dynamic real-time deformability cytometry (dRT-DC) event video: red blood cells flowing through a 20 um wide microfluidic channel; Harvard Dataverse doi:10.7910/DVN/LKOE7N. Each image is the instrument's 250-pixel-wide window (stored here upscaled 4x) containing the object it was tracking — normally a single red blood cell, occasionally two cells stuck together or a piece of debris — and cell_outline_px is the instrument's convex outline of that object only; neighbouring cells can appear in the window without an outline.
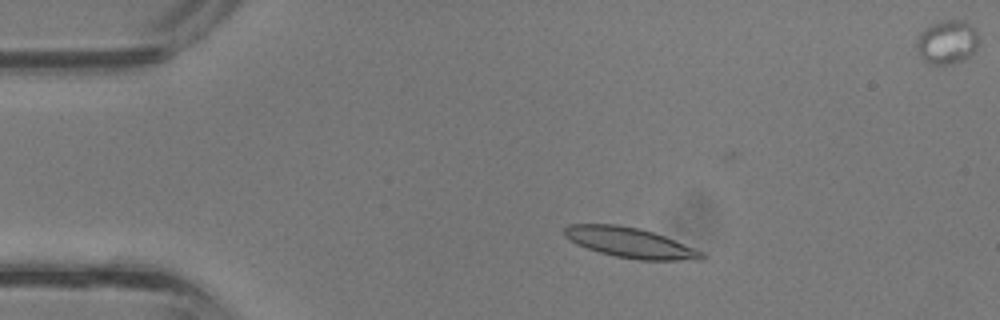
{"species": "common noctule bat (a hibernating species)", "species_latin": "Nyctalus noctula", "temperature_condition": "room temperature", "stored_images_in_passage": 38, "camera_frame_rate_fps": 3000, "um_per_image_px": 0.085, "animal": {"sex": "male", "body_mass_g": 13.3}, "frame": {"image": 1, "passage_image": 7, "time_ms": 2.0, "image_size_px": [1000, 320], "cell_outline_px": [[708, 256], [704, 260], [640, 260], [616, 256], [600, 252], [576, 244], [564, 236], [564, 228], [568, 224], [616, 224], [640, 228], [664, 236], [704, 252]], "centroid_in_image_um": [53.58, 20.63], "position_along_channel_um": 31.4, "area_um2": 24.1}}
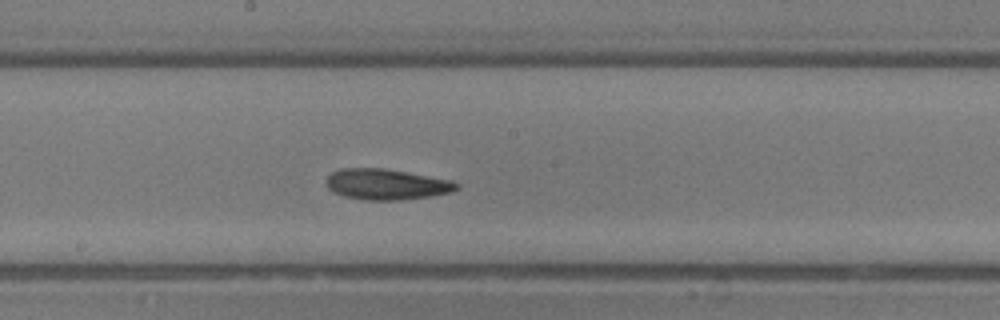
{"frame": {"image": 2, "passage_image": 20, "time_ms": 6.333, "image_size_px": [1000, 320], "cell_outline_px": [[460, 188], [452, 192], [432, 196], [400, 200], [364, 200], [344, 196], [332, 192], [328, 188], [328, 176], [332, 172], [340, 168], [384, 168], [452, 180], [460, 184]], "centroid_in_image_um": [32.88, 15.67], "position_along_channel_um": 215.3, "area_um2": 23.47}}
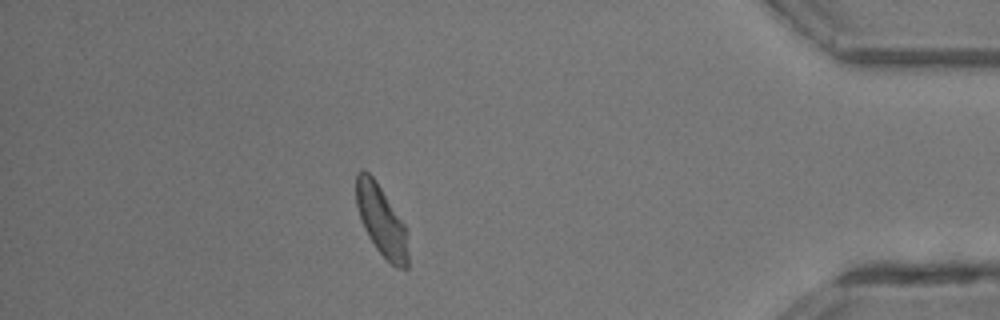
{"frame": {"image": 3, "passage_image": 33, "time_ms": 10.667, "image_size_px": [1000, 320], "cell_outline_px": [[408, 268], [396, 268], [376, 248], [368, 236], [364, 228], [356, 204], [356, 172], [368, 172], [376, 180], [404, 224], [408, 256]], "centroid_in_image_um": [32.4, 18.75], "position_along_channel_um": 402.8, "area_um2": 20.81}}